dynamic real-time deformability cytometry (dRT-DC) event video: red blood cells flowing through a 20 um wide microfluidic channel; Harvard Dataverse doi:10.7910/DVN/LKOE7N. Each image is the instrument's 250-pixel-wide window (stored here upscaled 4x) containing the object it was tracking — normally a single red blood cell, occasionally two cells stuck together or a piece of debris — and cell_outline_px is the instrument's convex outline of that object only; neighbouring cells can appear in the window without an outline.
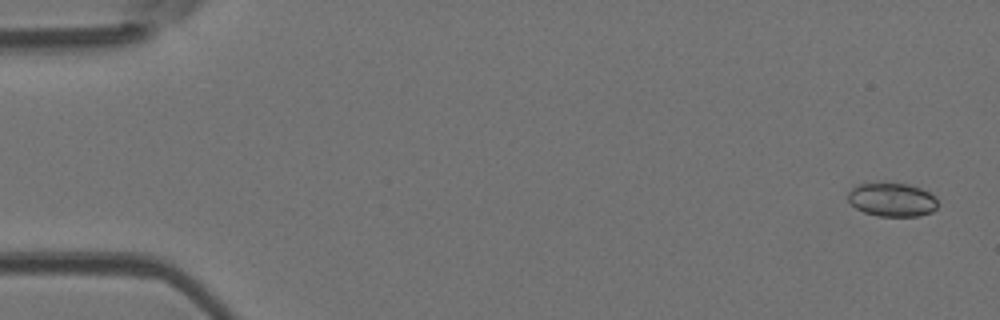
{"species": "Egyptian fruit bat (a non-hibernating species)", "species_latin": "Rousettus aegyptiacus", "temperature_condition": "room temperature", "stored_images_in_passage": 52, "camera_frame_rate_fps": 3000, "um_per_image_px": 0.085, "animal": {"sex": "female"}, "frame": {"image": 1, "passage_image": 2, "time_ms": 0.333, "image_size_px": [1000, 320], "cell_outline_px": [[936, 208], [932, 212], [920, 216], [876, 216], [864, 212], [856, 208], [848, 200], [848, 192], [852, 188], [860, 184], [884, 180], [908, 184], [920, 188], [936, 196]], "centroid_in_image_um": [75.81, 16.94], "position_along_channel_um": 9.2, "area_um2": 18.09}}
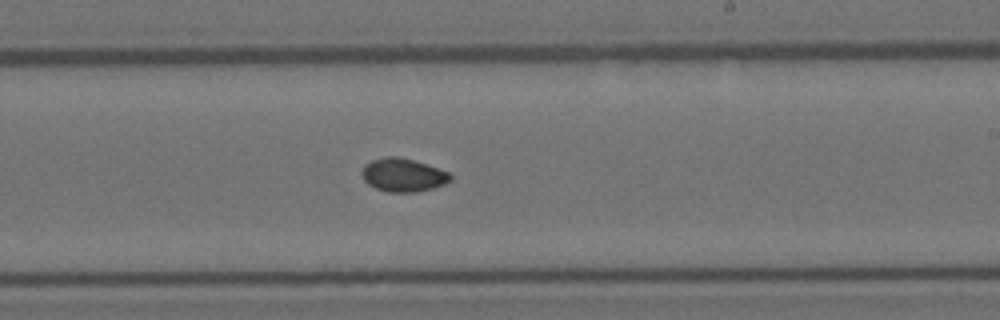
{"frame": {"image": 2, "passage_image": 31, "time_ms": 10.0, "image_size_px": [1000, 320], "cell_outline_px": [[452, 180], [444, 184], [432, 188], [416, 192], [388, 192], [376, 188], [368, 184], [364, 180], [364, 164], [372, 160], [384, 156], [396, 156], [412, 160], [448, 172], [452, 176]], "centroid_in_image_um": [34.26, 14.88], "position_along_channel_um": 254.7, "area_um2": 16.88}}
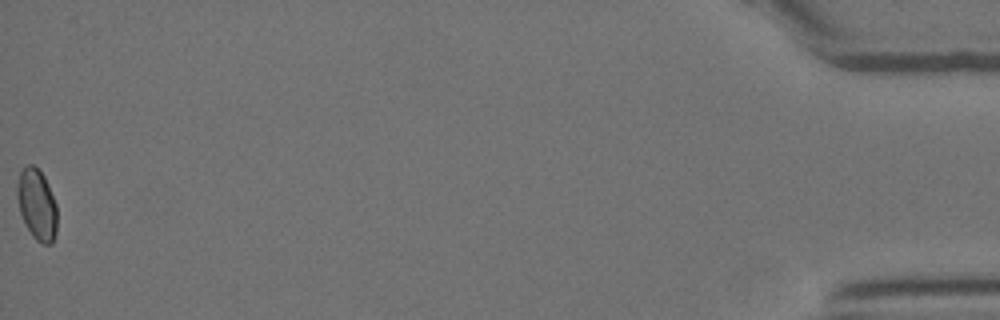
{"frame": {"image": 3, "passage_image": 52, "time_ms": 17.0, "image_size_px": [1000, 320], "cell_outline_px": [[56, 232], [52, 244], [44, 244], [36, 240], [32, 236], [24, 224], [20, 212], [16, 196], [16, 188], [20, 172], [28, 164], [32, 164], [44, 176], [48, 184], [56, 204]], "centroid_in_image_um": [3.12, 17.4], "position_along_channel_um": 432.1, "area_um2": 16.53}, "authors_computed_cell_mechanics": {"area_um2": 16.8487, "velocity_mm_per_s": 3.9527, "shape_relaxation_time_tau1_ms": null, "shape_relaxation_time_tau2_ms": 2.501, "deformation_change_tau1": null, "deformation_change_tau2": 0.0362}}